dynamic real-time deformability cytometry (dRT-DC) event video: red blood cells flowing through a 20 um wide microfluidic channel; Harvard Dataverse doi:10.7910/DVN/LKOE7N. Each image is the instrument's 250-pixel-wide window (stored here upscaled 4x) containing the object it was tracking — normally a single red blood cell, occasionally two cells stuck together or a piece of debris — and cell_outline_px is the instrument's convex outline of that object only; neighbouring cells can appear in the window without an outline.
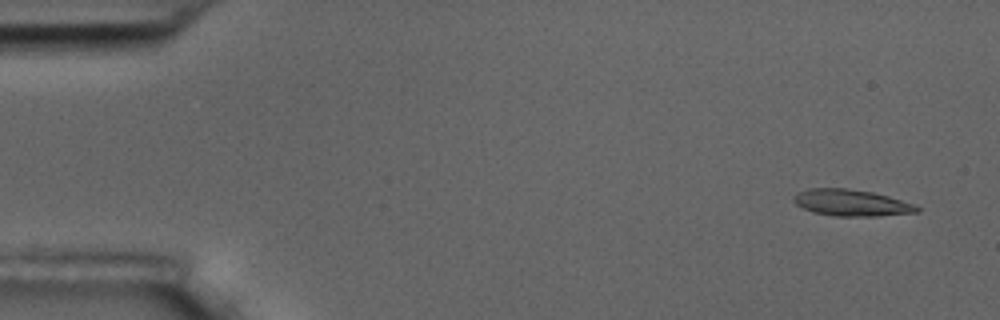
{"species": "common noctule bat (a hibernating species)", "species_latin": "Nyctalus noctula", "temperature_condition": "room temperature", "stored_images_in_passage": 6, "camera_frame_rate_fps": 3000, "um_per_image_px": 0.085, "animal": {"sex": "male", "body_mass_g": 17.5, "forearm_length_mm": 52.3}, "frame": {"image": 1, "passage_image": 1, "time_ms": 0.0, "image_size_px": [1000, 320], "cell_outline_px": [[920, 212], [876, 216], [836, 216], [812, 212], [796, 204], [792, 200], [792, 196], [808, 188], [848, 188], [872, 192], [888, 196], [916, 204], [920, 208]], "centroid_in_image_um": [72.38, 17.23], "position_along_channel_um": 12.6, "area_um2": 19.13}}
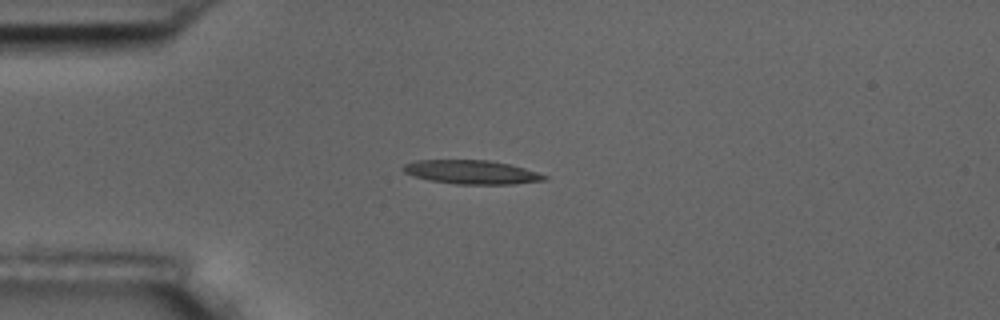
{"frame": {"image": 2, "passage_image": 4, "time_ms": 3.667, "image_size_px": [1000, 320], "cell_outline_px": [[548, 180], [512, 184], [456, 184], [428, 180], [412, 176], [404, 172], [400, 168], [404, 164], [416, 160], [488, 160], [508, 164], [524, 168], [548, 176]], "centroid_in_image_um": [40.04, 14.63], "position_along_channel_um": 45.0, "area_um2": 19.65}}